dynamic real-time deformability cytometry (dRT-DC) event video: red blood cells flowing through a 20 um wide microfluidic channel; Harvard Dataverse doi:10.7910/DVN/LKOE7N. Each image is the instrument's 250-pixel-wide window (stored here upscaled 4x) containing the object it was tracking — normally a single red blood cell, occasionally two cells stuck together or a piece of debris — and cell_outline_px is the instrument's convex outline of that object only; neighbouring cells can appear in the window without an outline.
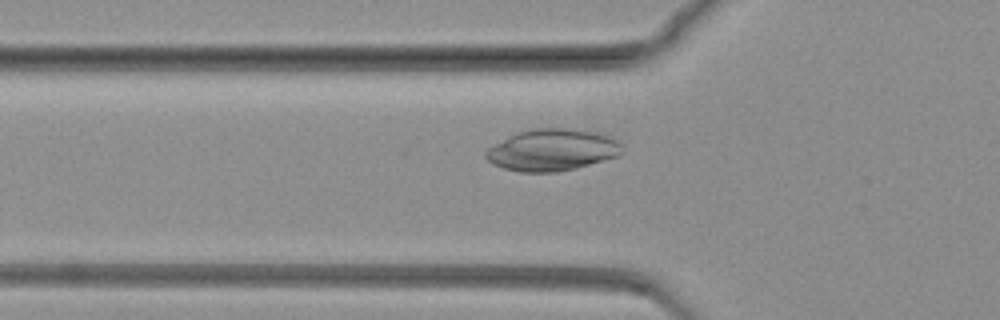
{"species": "common noctule bat (a hibernating species)", "species_latin": "Nyctalus noctula", "temperature_condition": "warm", "stored_images_in_passage": 70, "camera_frame_rate_fps": 3000, "um_per_image_px": 0.085, "animal": {"sex": "female", "body_mass_g": 19.3, "forearm_length_mm": 54.1}, "frame": {"image": 1, "passage_image": 23, "time_ms": 7.333, "image_size_px": [1000, 320], "cell_outline_px": [[624, 152], [620, 156], [576, 168], [556, 172], [520, 172], [504, 168], [492, 164], [484, 156], [484, 152], [488, 148], [516, 132], [532, 128], [564, 128], [596, 132], [616, 140], [624, 148]], "centroid_in_image_um": [46.93, 12.75], "position_along_channel_um": 78.9, "area_um2": 33.23}}
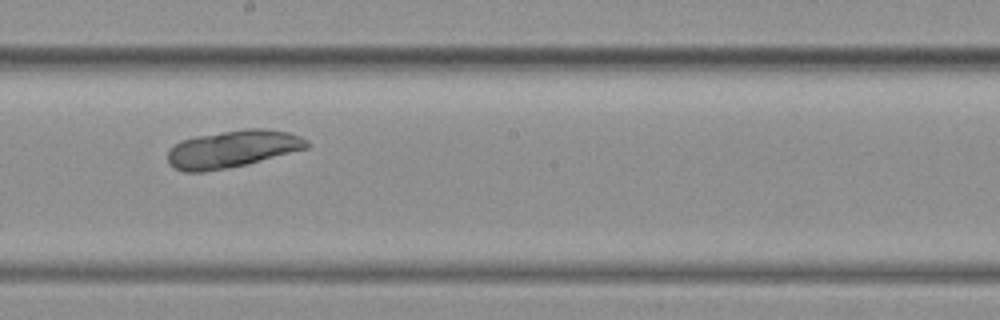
{"frame": {"image": 2, "passage_image": 41, "time_ms": 13.333, "image_size_px": [1000, 320], "cell_outline_px": [[308, 148], [248, 164], [228, 168], [204, 172], [184, 172], [168, 164], [168, 152], [180, 140], [196, 136], [244, 128], [264, 128], [288, 132], [300, 136], [308, 140]], "centroid_in_image_um": [19.77, 12.66], "position_along_channel_um": 228.4, "area_um2": 30.35}}
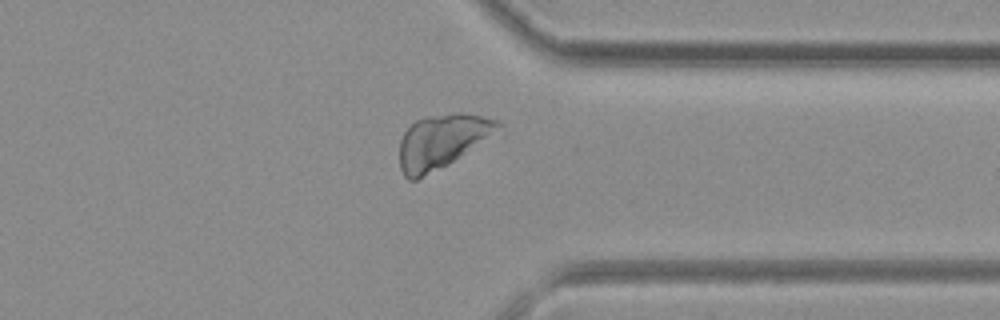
{"frame": {"image": 3, "passage_image": 59, "time_ms": 19.333, "image_size_px": [1000, 320], "cell_outline_px": [[504, 128], [448, 164], [416, 180], [408, 180], [404, 176], [400, 168], [400, 140], [404, 132], [416, 120], [428, 116], [456, 112], [460, 112], [500, 120], [504, 124]], "centroid_in_image_um": [37.59, 11.99], "position_along_channel_um": 373.8, "area_um2": 30.92}}